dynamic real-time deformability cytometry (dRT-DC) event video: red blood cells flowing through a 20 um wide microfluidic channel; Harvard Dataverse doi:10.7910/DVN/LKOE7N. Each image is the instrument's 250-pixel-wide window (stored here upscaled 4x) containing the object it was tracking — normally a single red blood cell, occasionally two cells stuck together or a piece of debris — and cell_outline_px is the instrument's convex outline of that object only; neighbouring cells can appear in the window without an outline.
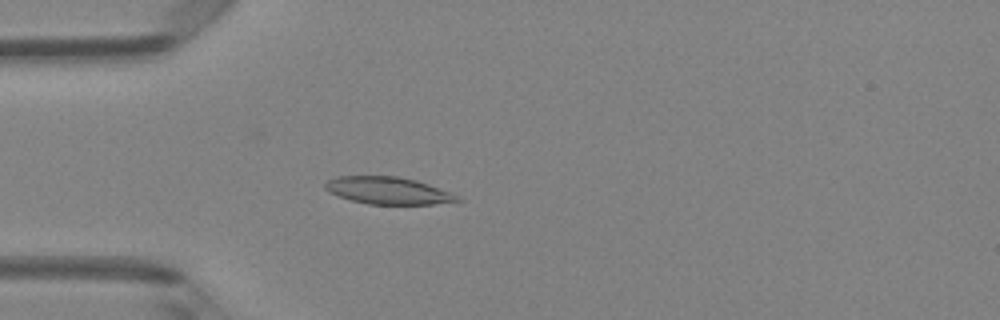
{"species": "Egyptian fruit bat (a non-hibernating species)", "species_latin": "Rousettus aegyptiacus", "temperature_condition": "room temperature", "stored_images_in_passage": 47, "camera_frame_rate_fps": 3000, "um_per_image_px": 0.085, "animal": {"sex": "female"}, "frame": {"image": 1, "passage_image": 13, "time_ms": 4.0, "image_size_px": [1000, 320], "cell_outline_px": [[464, 200], [432, 204], [368, 204], [352, 200], [328, 192], [324, 188], [324, 184], [328, 180], [336, 176], [396, 176], [416, 180], [428, 184], [460, 196]], "centroid_in_image_um": [32.97, 16.19], "position_along_channel_um": 52.0, "area_um2": 20.87}}
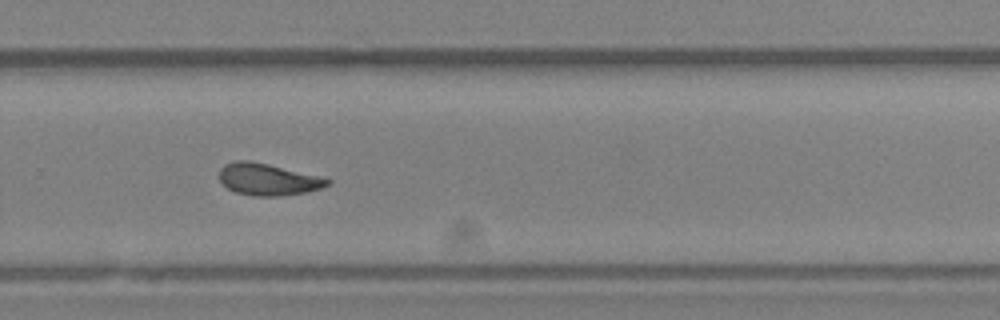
{"frame": {"image": 2, "passage_image": 32, "time_ms": 10.333, "image_size_px": [1000, 320], "cell_outline_px": [[332, 180], [328, 184], [320, 188], [304, 192], [280, 196], [252, 196], [236, 192], [228, 188], [220, 180], [220, 168], [224, 164], [236, 160], [252, 160]], "centroid_in_image_um": [22.71, 15.24], "position_along_channel_um": 307.1, "area_um2": 19.71}}
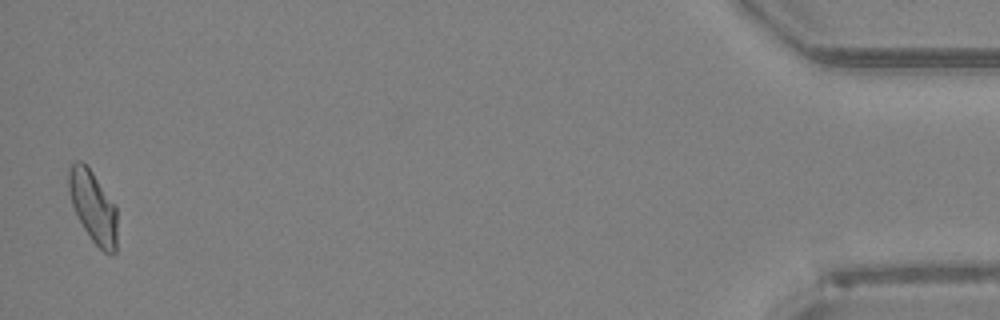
{"frame": {"image": 3, "passage_image": 47, "time_ms": 15.333, "image_size_px": [1000, 320], "cell_outline_px": [[116, 252], [112, 256], [104, 252], [92, 240], [84, 228], [72, 204], [68, 188], [68, 168], [76, 160], [80, 160], [92, 172], [116, 204]], "centroid_in_image_um": [7.93, 17.57], "position_along_channel_um": 427.3, "area_um2": 20.17}, "authors_computed_cell_mechanics": {"area_um2": 20.3456, "velocity_mm_per_s": 4.176, "shape_relaxation_time_tau1_ms": 4.0127, "shape_relaxation_time_tau2_ms": 2.3281, "deformation_change_tau1": 0.1239, "deformation_change_tau2": 0.0791}}